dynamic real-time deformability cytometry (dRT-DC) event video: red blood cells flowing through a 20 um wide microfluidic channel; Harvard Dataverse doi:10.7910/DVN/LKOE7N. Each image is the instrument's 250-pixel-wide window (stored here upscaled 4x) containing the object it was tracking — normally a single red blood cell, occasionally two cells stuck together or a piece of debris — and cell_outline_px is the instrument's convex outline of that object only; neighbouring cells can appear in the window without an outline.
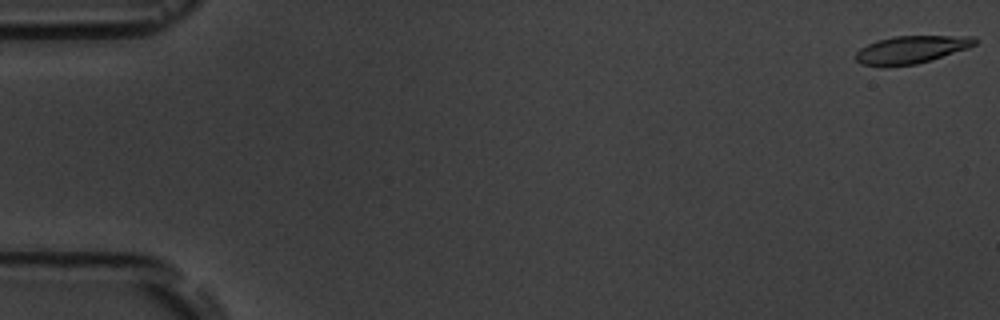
{"species": "common noctule bat (a hibernating species)", "species_latin": "Nyctalus noctula", "temperature_condition": "room temperature", "stored_images_in_passage": 3, "camera_frame_rate_fps": 3000, "um_per_image_px": 0.085, "animal": {"sex": "male", "body_mass_g": 19.5, "forearm_length_mm": 54.6}, "frame": {"image": 1, "passage_image": 1, "time_ms": 0.0, "image_size_px": [1000, 320], "cell_outline_px": [[976, 44], [968, 48], [932, 60], [916, 64], [884, 68], [860, 64], [856, 60], [856, 52], [860, 48], [876, 40], [896, 36], [972, 36], [976, 40]], "centroid_in_image_um": [77.41, 4.24], "position_along_channel_um": 7.6, "area_um2": 19.48}}